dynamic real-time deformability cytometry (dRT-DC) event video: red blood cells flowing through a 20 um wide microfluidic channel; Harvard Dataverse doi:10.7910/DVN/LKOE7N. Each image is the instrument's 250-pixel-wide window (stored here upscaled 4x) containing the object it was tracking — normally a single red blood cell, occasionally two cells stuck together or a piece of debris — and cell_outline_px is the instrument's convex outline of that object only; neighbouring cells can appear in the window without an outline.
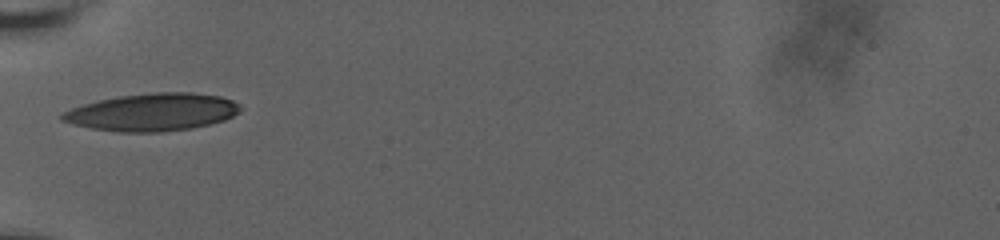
{"species": "human", "species_latin": "Homo sapiens", "temperature_condition": "room temperature", "stored_images_in_passage": 37, "camera_frame_rate_fps": 3000, "um_per_image_px": 0.085, "donor": {"sex": "male"}, "frame": {"image": 1, "passage_image": 1, "time_ms": 0.0, "image_size_px": [1000, 240], "cell_outline_px": [[240, 112], [224, 120], [192, 128], [160, 132], [120, 132], [92, 128], [72, 124], [60, 120], [60, 116], [64, 112], [72, 108], [84, 104], [116, 96], [152, 92], [192, 92], [220, 96], [232, 100], [240, 104]], "centroid_in_image_um": [12.96, 9.52], "position_along_channel_um": 72.0, "area_um2": 38.96}}
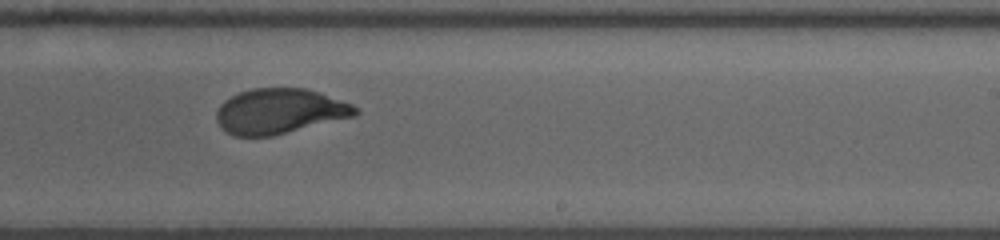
{"frame": {"image": 2, "passage_image": 17, "time_ms": 5.333, "image_size_px": [1000, 240], "cell_outline_px": [[360, 112], [356, 116], [272, 136], [232, 136], [220, 128], [216, 120], [216, 112], [220, 104], [224, 100], [240, 92], [252, 88], [304, 88], [320, 92], [352, 104], [360, 108]], "centroid_in_image_um": [23.77, 9.46], "position_along_channel_um": 265.2, "area_um2": 36.88}}
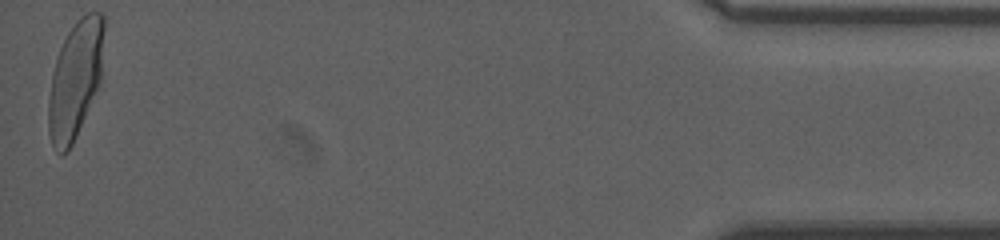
{"frame": {"image": 3, "passage_image": 37, "time_ms": 12.0, "image_size_px": [1000, 240], "cell_outline_px": [[104, 28], [100, 80], [76, 136], [72, 144], [60, 156], [56, 152], [52, 144], [48, 132], [48, 100], [52, 72], [56, 56], [68, 32], [76, 20], [80, 16], [88, 12], [100, 12], [104, 16]], "centroid_in_image_um": [6.37, 6.73], "position_along_channel_um": 428.8, "area_um2": 37.63}, "authors_computed_cell_mechanics": {"area_um2": 37.3966, "velocity_mm_per_s": 3.6461, "shape_relaxation_time_tau1_ms": 3.6207, "shape_relaxation_time_tau2_ms": null, "deformation_change_tau1": 0.1839, "deformation_change_tau2": null}}